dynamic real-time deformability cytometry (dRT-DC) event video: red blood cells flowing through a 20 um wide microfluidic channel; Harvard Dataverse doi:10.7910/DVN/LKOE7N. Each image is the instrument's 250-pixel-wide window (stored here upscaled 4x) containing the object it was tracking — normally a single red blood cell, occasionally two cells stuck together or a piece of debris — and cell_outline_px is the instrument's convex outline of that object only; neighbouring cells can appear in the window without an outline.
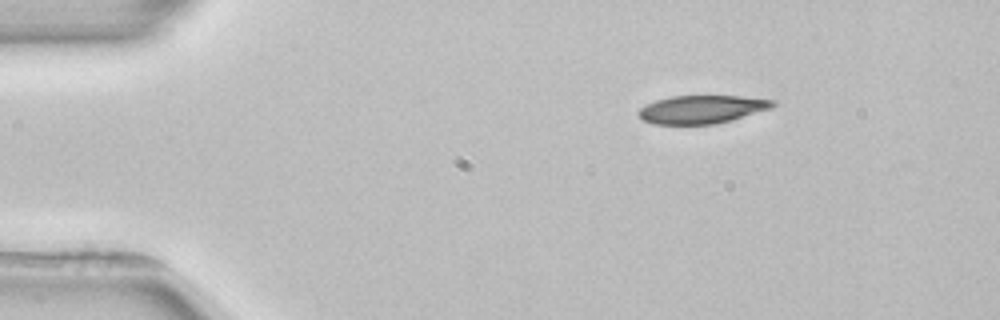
{"species": "common noctule bat (a hibernating species)", "species_latin": "Nyctalus noctula", "temperature_condition": "room temperature", "stored_images_in_passage": 3, "camera_frame_rate_fps": 3000, "um_per_image_px": 0.085, "animal": {"sex": "female", "body_mass_g": 22.7, "forearm_length_mm": 54.2}, "frame": {"image": 1, "passage_image": 1, "time_ms": 0.0, "image_size_px": [1000, 320], "cell_outline_px": [[780, 104], [772, 108], [732, 120], [716, 124], [652, 124], [640, 120], [636, 112], [640, 108], [656, 100], [672, 96], [740, 96], [776, 100]], "centroid_in_image_um": [59.68, 9.3], "position_along_channel_um": 25.3, "area_um2": 22.31}}
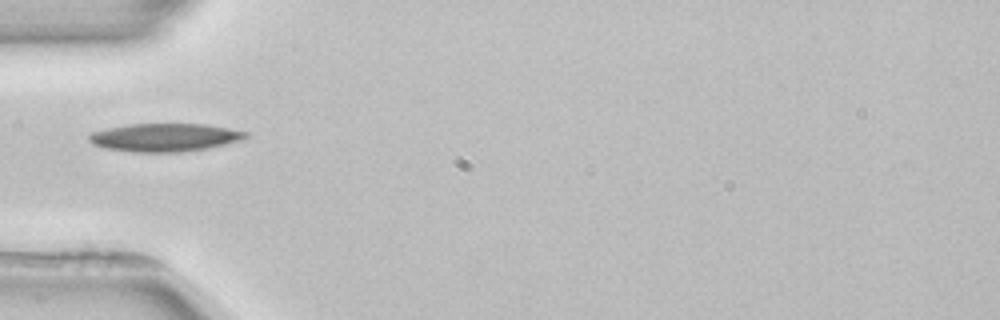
{"frame": {"image": 2, "passage_image": 3, "time_ms": 3.0, "image_size_px": [1000, 320], "cell_outline_px": [[248, 136], [240, 140], [204, 148], [180, 152], [132, 152], [104, 148], [92, 144], [88, 140], [88, 136], [92, 132], [108, 128], [128, 124], [204, 124], [228, 128], [248, 132]], "centroid_in_image_um": [13.94, 11.68], "position_along_channel_um": 71.1, "area_um2": 25.43}}